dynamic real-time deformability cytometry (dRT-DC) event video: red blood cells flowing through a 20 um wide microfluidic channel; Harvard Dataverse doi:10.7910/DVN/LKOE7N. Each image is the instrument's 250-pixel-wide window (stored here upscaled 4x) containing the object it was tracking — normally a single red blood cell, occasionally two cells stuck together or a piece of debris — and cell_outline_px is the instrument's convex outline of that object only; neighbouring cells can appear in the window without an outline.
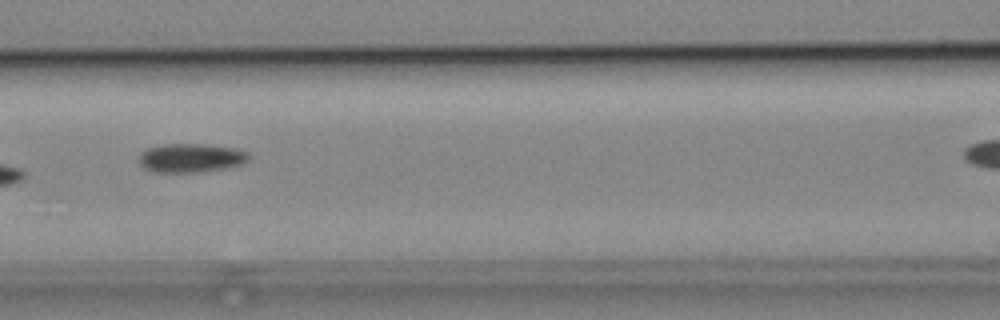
{"species": "common noctule bat (a hibernating species)", "species_latin": "Nyctalus noctula", "temperature_condition": "cold", "stored_images_in_passage": 8, "segment_of_instrument_passage": [1, 2], "camera_frame_rate_fps": 3000, "um_per_image_px": 0.085, "animal": {"sex": "male", "body_mass_g": 19.2, "forearm_length_mm": 51.8}, "frame": {"image": 1, "passage_image": 5, "time_ms": 6.0, "image_size_px": [1000, 320], "cell_outline_px": [[248, 160], [244, 164], [224, 168], [200, 172], [152, 172], [144, 168], [140, 164], [140, 152], [148, 148], [164, 144], [208, 144], [236, 148], [248, 152]], "centroid_in_image_um": [16.24, 13.42], "position_along_channel_um": 150.4, "area_um2": 18.55}}
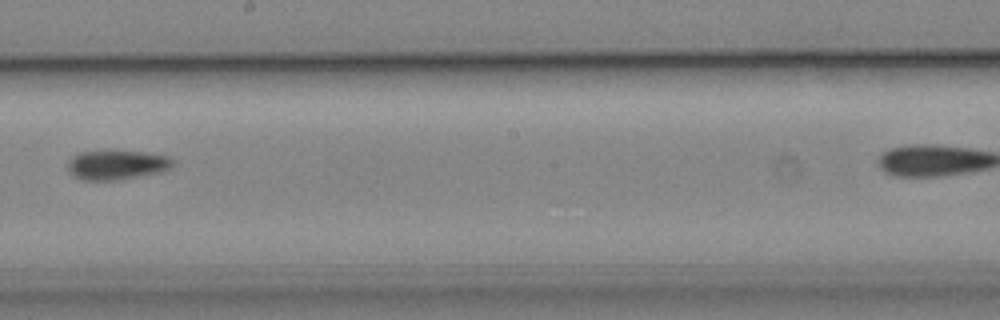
{"frame": {"image": 2, "passage_image": 7, "time_ms": 8.333, "image_size_px": [1000, 320], "cell_outline_px": [[172, 164], [164, 172], [112, 180], [80, 180], [68, 172], [68, 160], [72, 156], [80, 152], [108, 148], [144, 152], [168, 156], [172, 160]], "centroid_in_image_um": [9.86, 13.97], "position_along_channel_um": 238.3, "area_um2": 18.61}}